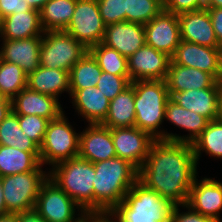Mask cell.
<instances>
[{
  "label": "cell",
  "instance_id": "1",
  "mask_svg": "<svg viewBox=\"0 0 222 222\" xmlns=\"http://www.w3.org/2000/svg\"><path fill=\"white\" fill-rule=\"evenodd\" d=\"M196 174L191 144L158 139L138 169V181L174 205H184Z\"/></svg>",
  "mask_w": 222,
  "mask_h": 222
},
{
  "label": "cell",
  "instance_id": "2",
  "mask_svg": "<svg viewBox=\"0 0 222 222\" xmlns=\"http://www.w3.org/2000/svg\"><path fill=\"white\" fill-rule=\"evenodd\" d=\"M93 214L111 213L138 181V169L114 157L94 163Z\"/></svg>",
  "mask_w": 222,
  "mask_h": 222
},
{
  "label": "cell",
  "instance_id": "3",
  "mask_svg": "<svg viewBox=\"0 0 222 222\" xmlns=\"http://www.w3.org/2000/svg\"><path fill=\"white\" fill-rule=\"evenodd\" d=\"M130 84L134 87L135 126L156 140H165V130L159 129L170 98L165 80H138Z\"/></svg>",
  "mask_w": 222,
  "mask_h": 222
},
{
  "label": "cell",
  "instance_id": "4",
  "mask_svg": "<svg viewBox=\"0 0 222 222\" xmlns=\"http://www.w3.org/2000/svg\"><path fill=\"white\" fill-rule=\"evenodd\" d=\"M174 204L137 181L111 212L118 222H171Z\"/></svg>",
  "mask_w": 222,
  "mask_h": 222
},
{
  "label": "cell",
  "instance_id": "5",
  "mask_svg": "<svg viewBox=\"0 0 222 222\" xmlns=\"http://www.w3.org/2000/svg\"><path fill=\"white\" fill-rule=\"evenodd\" d=\"M94 177V164L79 157L58 163L49 171V178L86 214H93Z\"/></svg>",
  "mask_w": 222,
  "mask_h": 222
},
{
  "label": "cell",
  "instance_id": "6",
  "mask_svg": "<svg viewBox=\"0 0 222 222\" xmlns=\"http://www.w3.org/2000/svg\"><path fill=\"white\" fill-rule=\"evenodd\" d=\"M64 112L48 122L43 143L40 146V163L51 167L76 158L79 154L80 134L73 130Z\"/></svg>",
  "mask_w": 222,
  "mask_h": 222
},
{
  "label": "cell",
  "instance_id": "7",
  "mask_svg": "<svg viewBox=\"0 0 222 222\" xmlns=\"http://www.w3.org/2000/svg\"><path fill=\"white\" fill-rule=\"evenodd\" d=\"M42 166L35 171L0 177L8 213H21L35 208L41 186L49 177Z\"/></svg>",
  "mask_w": 222,
  "mask_h": 222
},
{
  "label": "cell",
  "instance_id": "8",
  "mask_svg": "<svg viewBox=\"0 0 222 222\" xmlns=\"http://www.w3.org/2000/svg\"><path fill=\"white\" fill-rule=\"evenodd\" d=\"M89 49L64 30L44 31L40 48V66L69 71Z\"/></svg>",
  "mask_w": 222,
  "mask_h": 222
},
{
  "label": "cell",
  "instance_id": "9",
  "mask_svg": "<svg viewBox=\"0 0 222 222\" xmlns=\"http://www.w3.org/2000/svg\"><path fill=\"white\" fill-rule=\"evenodd\" d=\"M81 214L75 218V210ZM34 210L46 222H80L87 215L81 207L49 177L42 184Z\"/></svg>",
  "mask_w": 222,
  "mask_h": 222
},
{
  "label": "cell",
  "instance_id": "10",
  "mask_svg": "<svg viewBox=\"0 0 222 222\" xmlns=\"http://www.w3.org/2000/svg\"><path fill=\"white\" fill-rule=\"evenodd\" d=\"M105 29L97 0H77L73 16L64 31L89 49L103 41Z\"/></svg>",
  "mask_w": 222,
  "mask_h": 222
},
{
  "label": "cell",
  "instance_id": "11",
  "mask_svg": "<svg viewBox=\"0 0 222 222\" xmlns=\"http://www.w3.org/2000/svg\"><path fill=\"white\" fill-rule=\"evenodd\" d=\"M171 62L205 71L222 82L220 47L201 46L181 40L171 56Z\"/></svg>",
  "mask_w": 222,
  "mask_h": 222
},
{
  "label": "cell",
  "instance_id": "12",
  "mask_svg": "<svg viewBox=\"0 0 222 222\" xmlns=\"http://www.w3.org/2000/svg\"><path fill=\"white\" fill-rule=\"evenodd\" d=\"M111 135L117 157L129 161L137 169L145 163L150 147L156 140L136 126L111 129Z\"/></svg>",
  "mask_w": 222,
  "mask_h": 222
},
{
  "label": "cell",
  "instance_id": "13",
  "mask_svg": "<svg viewBox=\"0 0 222 222\" xmlns=\"http://www.w3.org/2000/svg\"><path fill=\"white\" fill-rule=\"evenodd\" d=\"M170 62L168 54L145 44L127 58L130 80H165Z\"/></svg>",
  "mask_w": 222,
  "mask_h": 222
},
{
  "label": "cell",
  "instance_id": "14",
  "mask_svg": "<svg viewBox=\"0 0 222 222\" xmlns=\"http://www.w3.org/2000/svg\"><path fill=\"white\" fill-rule=\"evenodd\" d=\"M144 30L146 44L170 57L181 41L178 15L165 10L144 24Z\"/></svg>",
  "mask_w": 222,
  "mask_h": 222
},
{
  "label": "cell",
  "instance_id": "15",
  "mask_svg": "<svg viewBox=\"0 0 222 222\" xmlns=\"http://www.w3.org/2000/svg\"><path fill=\"white\" fill-rule=\"evenodd\" d=\"M80 133L78 157L93 164L117 157L111 129L101 124H88Z\"/></svg>",
  "mask_w": 222,
  "mask_h": 222
},
{
  "label": "cell",
  "instance_id": "16",
  "mask_svg": "<svg viewBox=\"0 0 222 222\" xmlns=\"http://www.w3.org/2000/svg\"><path fill=\"white\" fill-rule=\"evenodd\" d=\"M186 205L204 216L221 222L219 211L222 210V183L205 177L198 182L196 176Z\"/></svg>",
  "mask_w": 222,
  "mask_h": 222
},
{
  "label": "cell",
  "instance_id": "17",
  "mask_svg": "<svg viewBox=\"0 0 222 222\" xmlns=\"http://www.w3.org/2000/svg\"><path fill=\"white\" fill-rule=\"evenodd\" d=\"M182 41L207 47H220L206 8L178 14Z\"/></svg>",
  "mask_w": 222,
  "mask_h": 222
},
{
  "label": "cell",
  "instance_id": "18",
  "mask_svg": "<svg viewBox=\"0 0 222 222\" xmlns=\"http://www.w3.org/2000/svg\"><path fill=\"white\" fill-rule=\"evenodd\" d=\"M102 43L128 58L146 44L144 25L129 21L107 25Z\"/></svg>",
  "mask_w": 222,
  "mask_h": 222
},
{
  "label": "cell",
  "instance_id": "19",
  "mask_svg": "<svg viewBox=\"0 0 222 222\" xmlns=\"http://www.w3.org/2000/svg\"><path fill=\"white\" fill-rule=\"evenodd\" d=\"M220 90L221 82L216 81L210 88L177 92L170 98L180 107L196 112L212 121L219 117Z\"/></svg>",
  "mask_w": 222,
  "mask_h": 222
},
{
  "label": "cell",
  "instance_id": "20",
  "mask_svg": "<svg viewBox=\"0 0 222 222\" xmlns=\"http://www.w3.org/2000/svg\"><path fill=\"white\" fill-rule=\"evenodd\" d=\"M41 44L42 36L18 40L3 39L0 59L17 64L29 75L40 66Z\"/></svg>",
  "mask_w": 222,
  "mask_h": 222
},
{
  "label": "cell",
  "instance_id": "21",
  "mask_svg": "<svg viewBox=\"0 0 222 222\" xmlns=\"http://www.w3.org/2000/svg\"><path fill=\"white\" fill-rule=\"evenodd\" d=\"M165 119L170 121L174 126L185 129L190 133L186 136H179L176 133L165 132V140L193 144L201 135L210 122L207 118L196 112L180 107L171 98L168 99L165 109Z\"/></svg>",
  "mask_w": 222,
  "mask_h": 222
},
{
  "label": "cell",
  "instance_id": "22",
  "mask_svg": "<svg viewBox=\"0 0 222 222\" xmlns=\"http://www.w3.org/2000/svg\"><path fill=\"white\" fill-rule=\"evenodd\" d=\"M11 108L17 115H37L49 121L56 119L63 112L55 97L32 91L28 87L11 100Z\"/></svg>",
  "mask_w": 222,
  "mask_h": 222
},
{
  "label": "cell",
  "instance_id": "23",
  "mask_svg": "<svg viewBox=\"0 0 222 222\" xmlns=\"http://www.w3.org/2000/svg\"><path fill=\"white\" fill-rule=\"evenodd\" d=\"M70 97L76 111L88 124H101L109 110L110 100L97 87L70 89Z\"/></svg>",
  "mask_w": 222,
  "mask_h": 222
},
{
  "label": "cell",
  "instance_id": "24",
  "mask_svg": "<svg viewBox=\"0 0 222 222\" xmlns=\"http://www.w3.org/2000/svg\"><path fill=\"white\" fill-rule=\"evenodd\" d=\"M217 80L209 73L170 62L165 78L169 96L192 89L210 88Z\"/></svg>",
  "mask_w": 222,
  "mask_h": 222
},
{
  "label": "cell",
  "instance_id": "25",
  "mask_svg": "<svg viewBox=\"0 0 222 222\" xmlns=\"http://www.w3.org/2000/svg\"><path fill=\"white\" fill-rule=\"evenodd\" d=\"M27 87L35 92L55 97L67 91L70 95L69 71L39 66L27 78Z\"/></svg>",
  "mask_w": 222,
  "mask_h": 222
},
{
  "label": "cell",
  "instance_id": "26",
  "mask_svg": "<svg viewBox=\"0 0 222 222\" xmlns=\"http://www.w3.org/2000/svg\"><path fill=\"white\" fill-rule=\"evenodd\" d=\"M44 30L40 22V11H31L10 14L4 17L1 39H26L43 36Z\"/></svg>",
  "mask_w": 222,
  "mask_h": 222
},
{
  "label": "cell",
  "instance_id": "27",
  "mask_svg": "<svg viewBox=\"0 0 222 222\" xmlns=\"http://www.w3.org/2000/svg\"><path fill=\"white\" fill-rule=\"evenodd\" d=\"M101 125L110 129L135 126L134 87L131 84L110 101L108 114Z\"/></svg>",
  "mask_w": 222,
  "mask_h": 222
},
{
  "label": "cell",
  "instance_id": "28",
  "mask_svg": "<svg viewBox=\"0 0 222 222\" xmlns=\"http://www.w3.org/2000/svg\"><path fill=\"white\" fill-rule=\"evenodd\" d=\"M40 165V152L0 145V177L35 171Z\"/></svg>",
  "mask_w": 222,
  "mask_h": 222
},
{
  "label": "cell",
  "instance_id": "29",
  "mask_svg": "<svg viewBox=\"0 0 222 222\" xmlns=\"http://www.w3.org/2000/svg\"><path fill=\"white\" fill-rule=\"evenodd\" d=\"M77 0H48L40 10L44 31L65 30L73 16Z\"/></svg>",
  "mask_w": 222,
  "mask_h": 222
},
{
  "label": "cell",
  "instance_id": "30",
  "mask_svg": "<svg viewBox=\"0 0 222 222\" xmlns=\"http://www.w3.org/2000/svg\"><path fill=\"white\" fill-rule=\"evenodd\" d=\"M0 145L11 146L25 152H40V147L23 133L18 115L12 110L0 124Z\"/></svg>",
  "mask_w": 222,
  "mask_h": 222
},
{
  "label": "cell",
  "instance_id": "31",
  "mask_svg": "<svg viewBox=\"0 0 222 222\" xmlns=\"http://www.w3.org/2000/svg\"><path fill=\"white\" fill-rule=\"evenodd\" d=\"M101 73L97 60L88 51L69 72L70 89L96 87Z\"/></svg>",
  "mask_w": 222,
  "mask_h": 222
},
{
  "label": "cell",
  "instance_id": "32",
  "mask_svg": "<svg viewBox=\"0 0 222 222\" xmlns=\"http://www.w3.org/2000/svg\"><path fill=\"white\" fill-rule=\"evenodd\" d=\"M196 162L201 156V151L209 156L222 158V121L212 120L208 123L206 129L192 144Z\"/></svg>",
  "mask_w": 222,
  "mask_h": 222
},
{
  "label": "cell",
  "instance_id": "33",
  "mask_svg": "<svg viewBox=\"0 0 222 222\" xmlns=\"http://www.w3.org/2000/svg\"><path fill=\"white\" fill-rule=\"evenodd\" d=\"M89 52L97 60L103 72L116 76H130L128 72L127 57L117 50L104 45L102 42L89 48Z\"/></svg>",
  "mask_w": 222,
  "mask_h": 222
},
{
  "label": "cell",
  "instance_id": "34",
  "mask_svg": "<svg viewBox=\"0 0 222 222\" xmlns=\"http://www.w3.org/2000/svg\"><path fill=\"white\" fill-rule=\"evenodd\" d=\"M28 75L15 63L0 59V96L12 100L27 87Z\"/></svg>",
  "mask_w": 222,
  "mask_h": 222
},
{
  "label": "cell",
  "instance_id": "35",
  "mask_svg": "<svg viewBox=\"0 0 222 222\" xmlns=\"http://www.w3.org/2000/svg\"><path fill=\"white\" fill-rule=\"evenodd\" d=\"M162 10L163 7L155 0H126V21L144 25Z\"/></svg>",
  "mask_w": 222,
  "mask_h": 222
},
{
  "label": "cell",
  "instance_id": "36",
  "mask_svg": "<svg viewBox=\"0 0 222 222\" xmlns=\"http://www.w3.org/2000/svg\"><path fill=\"white\" fill-rule=\"evenodd\" d=\"M20 128L39 147L43 143L49 120L37 115H18Z\"/></svg>",
  "mask_w": 222,
  "mask_h": 222
},
{
  "label": "cell",
  "instance_id": "37",
  "mask_svg": "<svg viewBox=\"0 0 222 222\" xmlns=\"http://www.w3.org/2000/svg\"><path fill=\"white\" fill-rule=\"evenodd\" d=\"M130 83V76H116L102 71L96 87L111 101L125 90Z\"/></svg>",
  "mask_w": 222,
  "mask_h": 222
},
{
  "label": "cell",
  "instance_id": "38",
  "mask_svg": "<svg viewBox=\"0 0 222 222\" xmlns=\"http://www.w3.org/2000/svg\"><path fill=\"white\" fill-rule=\"evenodd\" d=\"M105 25L126 21V0H97Z\"/></svg>",
  "mask_w": 222,
  "mask_h": 222
},
{
  "label": "cell",
  "instance_id": "39",
  "mask_svg": "<svg viewBox=\"0 0 222 222\" xmlns=\"http://www.w3.org/2000/svg\"><path fill=\"white\" fill-rule=\"evenodd\" d=\"M182 206L188 211L185 213H179V207ZM171 222H219L209 216H204L199 212L194 211L186 204L184 205H174L171 212Z\"/></svg>",
  "mask_w": 222,
  "mask_h": 222
},
{
  "label": "cell",
  "instance_id": "40",
  "mask_svg": "<svg viewBox=\"0 0 222 222\" xmlns=\"http://www.w3.org/2000/svg\"><path fill=\"white\" fill-rule=\"evenodd\" d=\"M205 8V0H167L163 10L180 14Z\"/></svg>",
  "mask_w": 222,
  "mask_h": 222
},
{
  "label": "cell",
  "instance_id": "41",
  "mask_svg": "<svg viewBox=\"0 0 222 222\" xmlns=\"http://www.w3.org/2000/svg\"><path fill=\"white\" fill-rule=\"evenodd\" d=\"M32 9L26 0H0V12L3 17Z\"/></svg>",
  "mask_w": 222,
  "mask_h": 222
},
{
  "label": "cell",
  "instance_id": "42",
  "mask_svg": "<svg viewBox=\"0 0 222 222\" xmlns=\"http://www.w3.org/2000/svg\"><path fill=\"white\" fill-rule=\"evenodd\" d=\"M209 12L215 37L222 44V8H206Z\"/></svg>",
  "mask_w": 222,
  "mask_h": 222
},
{
  "label": "cell",
  "instance_id": "43",
  "mask_svg": "<svg viewBox=\"0 0 222 222\" xmlns=\"http://www.w3.org/2000/svg\"><path fill=\"white\" fill-rule=\"evenodd\" d=\"M17 214L19 222H46L34 209Z\"/></svg>",
  "mask_w": 222,
  "mask_h": 222
},
{
  "label": "cell",
  "instance_id": "44",
  "mask_svg": "<svg viewBox=\"0 0 222 222\" xmlns=\"http://www.w3.org/2000/svg\"><path fill=\"white\" fill-rule=\"evenodd\" d=\"M88 222H118V221L111 215V213H98V214H88Z\"/></svg>",
  "mask_w": 222,
  "mask_h": 222
},
{
  "label": "cell",
  "instance_id": "45",
  "mask_svg": "<svg viewBox=\"0 0 222 222\" xmlns=\"http://www.w3.org/2000/svg\"><path fill=\"white\" fill-rule=\"evenodd\" d=\"M11 100L6 97L0 96V124L5 117L11 112Z\"/></svg>",
  "mask_w": 222,
  "mask_h": 222
},
{
  "label": "cell",
  "instance_id": "46",
  "mask_svg": "<svg viewBox=\"0 0 222 222\" xmlns=\"http://www.w3.org/2000/svg\"><path fill=\"white\" fill-rule=\"evenodd\" d=\"M7 208L5 205L4 194H3V186L0 178V217L7 214Z\"/></svg>",
  "mask_w": 222,
  "mask_h": 222
},
{
  "label": "cell",
  "instance_id": "47",
  "mask_svg": "<svg viewBox=\"0 0 222 222\" xmlns=\"http://www.w3.org/2000/svg\"><path fill=\"white\" fill-rule=\"evenodd\" d=\"M48 0H26L31 8L40 11Z\"/></svg>",
  "mask_w": 222,
  "mask_h": 222
},
{
  "label": "cell",
  "instance_id": "48",
  "mask_svg": "<svg viewBox=\"0 0 222 222\" xmlns=\"http://www.w3.org/2000/svg\"><path fill=\"white\" fill-rule=\"evenodd\" d=\"M0 222H19L17 213H7L0 217Z\"/></svg>",
  "mask_w": 222,
  "mask_h": 222
},
{
  "label": "cell",
  "instance_id": "49",
  "mask_svg": "<svg viewBox=\"0 0 222 222\" xmlns=\"http://www.w3.org/2000/svg\"><path fill=\"white\" fill-rule=\"evenodd\" d=\"M205 8H222V0H205Z\"/></svg>",
  "mask_w": 222,
  "mask_h": 222
},
{
  "label": "cell",
  "instance_id": "50",
  "mask_svg": "<svg viewBox=\"0 0 222 222\" xmlns=\"http://www.w3.org/2000/svg\"><path fill=\"white\" fill-rule=\"evenodd\" d=\"M218 119L222 121V82H221V90L219 95V117Z\"/></svg>",
  "mask_w": 222,
  "mask_h": 222
},
{
  "label": "cell",
  "instance_id": "51",
  "mask_svg": "<svg viewBox=\"0 0 222 222\" xmlns=\"http://www.w3.org/2000/svg\"><path fill=\"white\" fill-rule=\"evenodd\" d=\"M3 21H4V17L2 16V14L0 12V36L2 33V29H3Z\"/></svg>",
  "mask_w": 222,
  "mask_h": 222
},
{
  "label": "cell",
  "instance_id": "52",
  "mask_svg": "<svg viewBox=\"0 0 222 222\" xmlns=\"http://www.w3.org/2000/svg\"><path fill=\"white\" fill-rule=\"evenodd\" d=\"M157 1L162 7H164L167 0H155Z\"/></svg>",
  "mask_w": 222,
  "mask_h": 222
},
{
  "label": "cell",
  "instance_id": "53",
  "mask_svg": "<svg viewBox=\"0 0 222 222\" xmlns=\"http://www.w3.org/2000/svg\"><path fill=\"white\" fill-rule=\"evenodd\" d=\"M80 222H88V214L84 216V218Z\"/></svg>",
  "mask_w": 222,
  "mask_h": 222
},
{
  "label": "cell",
  "instance_id": "54",
  "mask_svg": "<svg viewBox=\"0 0 222 222\" xmlns=\"http://www.w3.org/2000/svg\"><path fill=\"white\" fill-rule=\"evenodd\" d=\"M221 64H222V44L220 45Z\"/></svg>",
  "mask_w": 222,
  "mask_h": 222
}]
</instances>
